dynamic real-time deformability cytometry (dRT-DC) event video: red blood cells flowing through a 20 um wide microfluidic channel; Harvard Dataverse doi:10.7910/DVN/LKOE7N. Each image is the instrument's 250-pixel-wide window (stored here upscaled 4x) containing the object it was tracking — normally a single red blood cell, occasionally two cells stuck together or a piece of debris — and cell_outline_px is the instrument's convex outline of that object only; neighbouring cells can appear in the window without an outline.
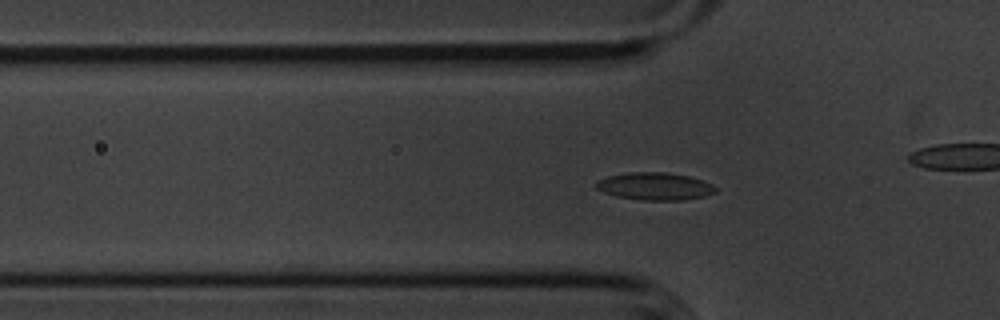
{"species": "common noctule bat (a hibernating species)", "species_latin": "Nyctalus noctula", "temperature_condition": "cold", "stored_images_in_passage": 56, "camera_frame_rate_fps": 3000, "um_per_image_px": 0.085, "animal": {"sex": "male", "body_mass_g": 20.1, "forearm_length_mm": 53.5}, "frame": {"image": 1, "passage_image": 17, "time_ms": 5.333, "image_size_px": [1000, 320], "cell_outline_px": [[716, 192], [704, 196], [680, 200], [644, 200], [616, 196], [604, 192], [596, 188], [592, 184], [596, 180], [608, 176], [628, 172], [664, 172], [688, 176], [704, 180], [712, 184], [716, 188]], "centroid_in_image_um": [55.63, 15.82], "position_along_channel_um": 70.2, "area_um2": 19.19}}
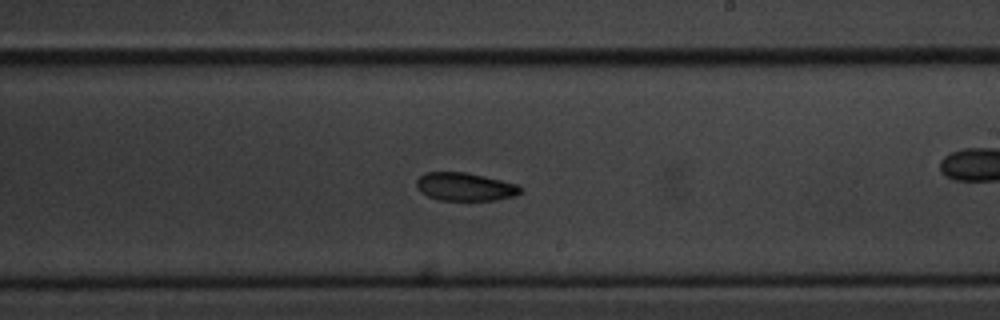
{"frame": {"image": 2, "passage_image": 32, "time_ms": 10.333, "image_size_px": [1000, 320], "cell_outline_px": [[524, 188], [516, 196], [496, 200], [440, 200], [428, 196], [420, 192], [416, 188], [416, 180], [424, 172], [464, 172], [484, 176], [520, 184]], "centroid_in_image_um": [39.55, 15.87], "position_along_channel_um": 249.4, "area_um2": 17.28}}
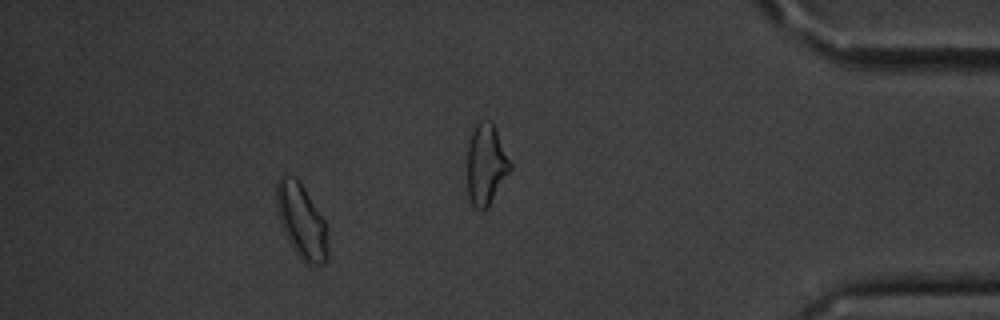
{"frame": {"image": 3, "passage_image": 50, "time_ms": 16.333, "image_size_px": [1000, 320], "cell_outline_px": [[328, 260], [324, 264], [304, 264], [292, 248], [284, 232], [276, 208], [276, 184], [280, 176], [284, 172], [296, 180], [304, 188], [324, 220], [328, 228]], "centroid_in_image_um": [25.64, 18.83], "position_along_channel_um": 409.6, "area_um2": 22.43}, "authors_computed_cell_mechanics": {"area_um2": 18.207, "velocity_mm_per_s": 3.5774, "shape_relaxation_time_tau1_ms": 2.7063, "shape_relaxation_time_tau2_ms": null, "deformation_change_tau1": 0.0795, "deformation_change_tau2": null}}